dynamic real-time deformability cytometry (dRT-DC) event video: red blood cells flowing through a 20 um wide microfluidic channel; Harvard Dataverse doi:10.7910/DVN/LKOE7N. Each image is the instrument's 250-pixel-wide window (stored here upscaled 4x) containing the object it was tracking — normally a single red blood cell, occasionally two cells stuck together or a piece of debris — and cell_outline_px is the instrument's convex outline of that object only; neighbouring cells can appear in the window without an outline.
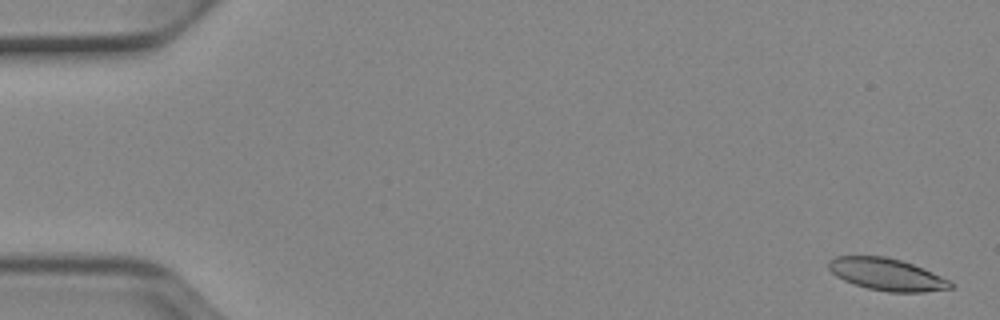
{"species": "Egyptian fruit bat (a non-hibernating species)", "species_latin": "Rousettus aegyptiacus", "temperature_condition": "cold", "stored_images_in_passage": 53, "camera_frame_rate_fps": 3000, "um_per_image_px": 0.085, "animal": {"sex": "female"}, "frame": {"image": 1, "passage_image": 2, "time_ms": 0.333, "image_size_px": [1000, 320], "cell_outline_px": [[956, 284], [952, 288], [924, 292], [888, 292], [868, 288], [844, 280], [836, 276], [828, 268], [828, 260], [836, 256], [884, 256], [900, 260], [912, 264], [952, 280]], "centroid_in_image_um": [75.41, 23.32], "position_along_channel_um": 9.6, "area_um2": 22.83}}
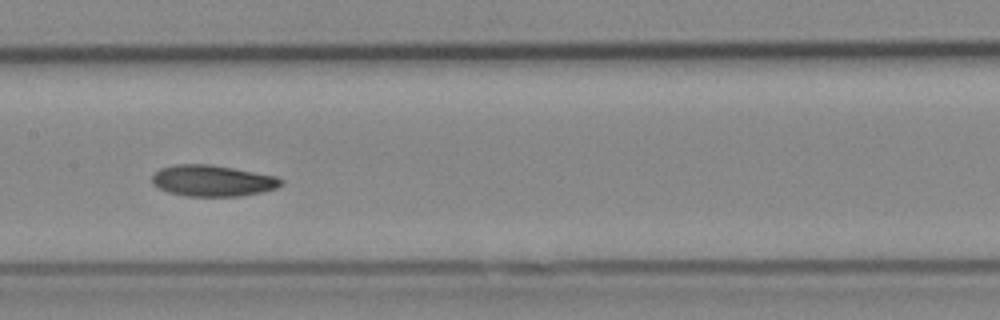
{"frame": {"image": 2, "passage_image": 27, "time_ms": 8.667, "image_size_px": [1000, 320], "cell_outline_px": [[284, 184], [276, 188], [260, 192], [240, 196], [184, 196], [168, 192], [152, 184], [152, 176], [160, 168], [176, 164], [208, 164], [232, 168], [276, 176], [284, 180]], "centroid_in_image_um": [18.06, 15.36], "position_along_channel_um": 189.3, "area_um2": 23.41}}
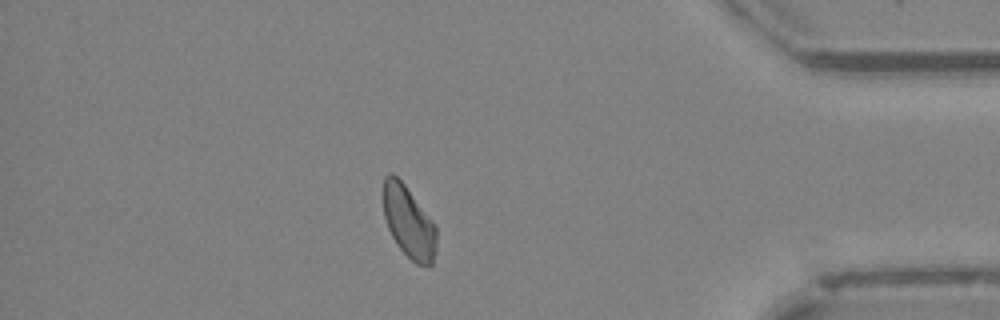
{"frame": {"image": 3, "passage_image": 46, "time_ms": 15.0, "image_size_px": [1000, 320], "cell_outline_px": [[436, 252], [432, 264], [416, 264], [396, 244], [388, 228], [384, 216], [380, 196], [380, 192], [384, 176], [388, 172], [392, 172], [404, 184], [432, 220], [436, 228]], "centroid_in_image_um": [34.67, 18.8], "position_along_channel_um": 400.5, "area_um2": 22.6}, "authors_computed_cell_mechanics": {"area_um2": 23.12, "velocity_mm_per_s": 3.8971, "shape_relaxation_time_tau1_ms": 9.1158, "shape_relaxation_time_tau2_ms": 10.5499, "deformation_change_tau1": 0.1535, "deformation_change_tau2": 0.1698}}